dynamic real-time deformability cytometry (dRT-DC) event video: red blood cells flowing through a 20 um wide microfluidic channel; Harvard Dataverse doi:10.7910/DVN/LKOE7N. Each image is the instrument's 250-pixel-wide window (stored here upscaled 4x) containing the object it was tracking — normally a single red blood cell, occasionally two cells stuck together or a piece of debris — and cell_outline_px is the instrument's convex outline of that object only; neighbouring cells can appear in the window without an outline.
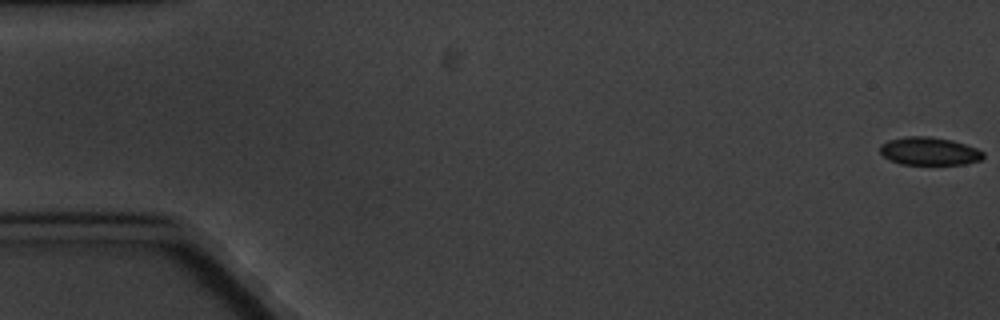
{"species": "common noctule bat (a hibernating species)", "species_latin": "Nyctalus noctula", "temperature_condition": "cold", "stored_images_in_passage": 6, "camera_frame_rate_fps": 3000, "um_per_image_px": 0.085, "animal": {"sex": "male", "body_mass_g": 20.1, "forearm_length_mm": 53.5}, "frame": {"image": 1, "passage_image": 1, "time_ms": 0.0, "image_size_px": [1000, 320], "cell_outline_px": [[984, 156], [980, 160], [968, 164], [900, 164], [884, 156], [880, 152], [880, 144], [888, 140], [904, 136], [932, 136], [952, 140], [976, 148], [984, 152]], "centroid_in_image_um": [78.99, 12.84], "position_along_channel_um": 6.0, "area_um2": 16.88}}
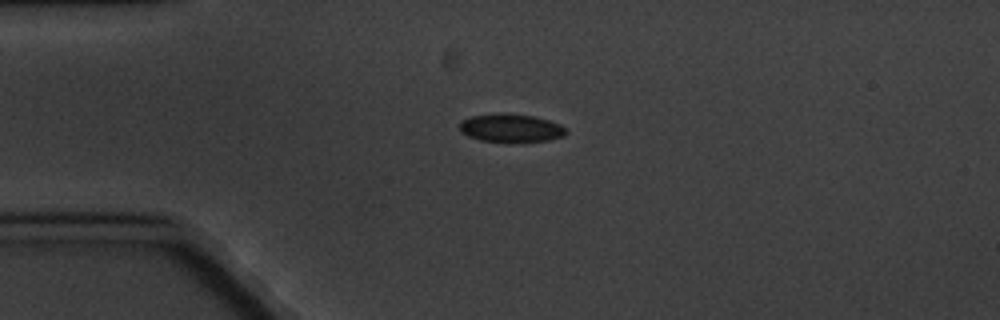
{"frame": {"image": 2, "passage_image": 5, "time_ms": 4.667, "image_size_px": [1000, 320], "cell_outline_px": [[568, 132], [564, 136], [548, 140], [480, 140], [468, 136], [460, 132], [460, 120], [472, 116], [500, 112], [532, 116], [548, 120], [560, 124]], "centroid_in_image_um": [43.39, 10.84], "position_along_channel_um": 41.6, "area_um2": 17.05}}